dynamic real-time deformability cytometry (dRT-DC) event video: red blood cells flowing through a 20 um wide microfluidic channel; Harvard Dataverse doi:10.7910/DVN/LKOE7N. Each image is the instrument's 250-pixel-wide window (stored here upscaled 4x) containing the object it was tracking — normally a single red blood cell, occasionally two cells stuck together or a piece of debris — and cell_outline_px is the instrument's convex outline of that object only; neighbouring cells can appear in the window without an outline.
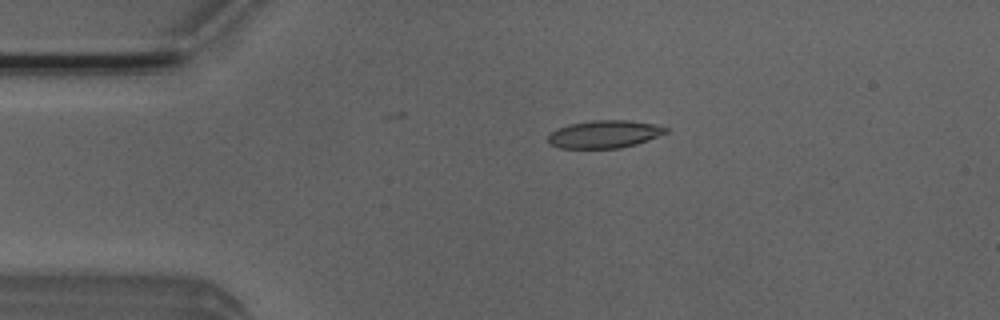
{"species": "Egyptian fruit bat (a non-hibernating species)", "species_latin": "Rousettus aegyptiacus", "temperature_condition": "room temperature", "stored_images_in_passage": 42, "camera_frame_rate_fps": 3000, "um_per_image_px": 0.085, "animal": {"sex": "male"}, "frame": {"image": 1, "passage_image": 1, "time_ms": 0.0, "image_size_px": [1000, 320], "cell_outline_px": [[668, 132], [636, 144], [620, 148], [560, 148], [552, 144], [548, 140], [548, 136], [556, 128], [568, 124], [596, 120], [628, 120], [652, 124], [668, 128]], "centroid_in_image_um": [51.36, 11.4], "position_along_channel_um": 33.6, "area_um2": 18.79}}
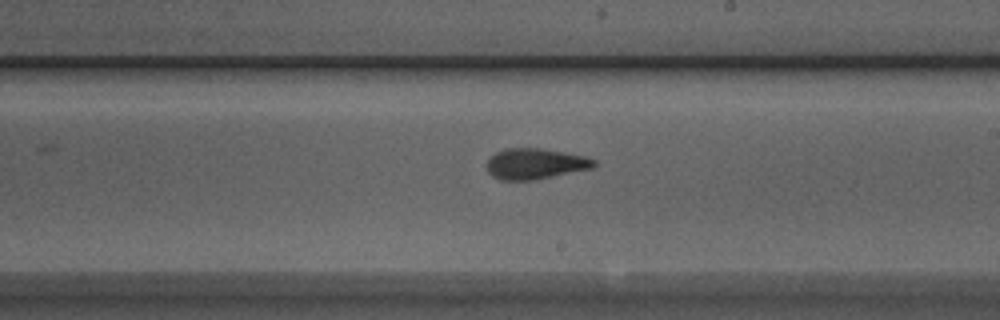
{"frame": {"image": 2, "passage_image": 20, "time_ms": 6.333, "image_size_px": [1000, 320], "cell_outline_px": [[596, 164], [592, 168], [536, 180], [500, 180], [492, 176], [488, 172], [484, 164], [496, 152], [504, 148], [540, 148], [584, 156], [596, 160]], "centroid_in_image_um": [45.45, 13.93], "position_along_channel_um": 243.5, "area_um2": 19.31}}
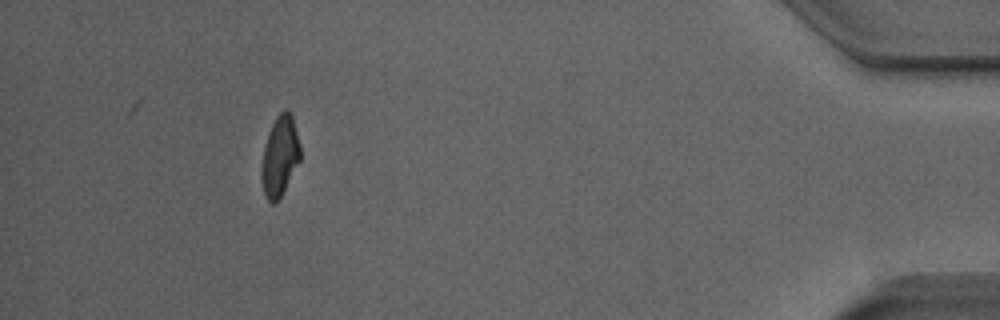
{"frame": {"image": 3, "passage_image": 38, "time_ms": 12.333, "image_size_px": [1000, 320], "cell_outline_px": [[300, 160], [276, 204], [272, 204], [264, 196], [260, 176], [260, 172], [264, 148], [272, 124], [276, 116], [284, 108], [288, 108], [292, 116], [300, 144]], "centroid_in_image_um": [23.77, 13.28], "position_along_channel_um": 411.4, "area_um2": 18.09}, "authors_computed_cell_mechanics": {"area_um2": 19.1896, "velocity_mm_per_s": 3.9137, "shape_relaxation_time_tau1_ms": 4.2587, "shape_relaxation_time_tau2_ms": 1.9873, "deformation_change_tau1": 0.1654, "deformation_change_tau2": 0.1078}}